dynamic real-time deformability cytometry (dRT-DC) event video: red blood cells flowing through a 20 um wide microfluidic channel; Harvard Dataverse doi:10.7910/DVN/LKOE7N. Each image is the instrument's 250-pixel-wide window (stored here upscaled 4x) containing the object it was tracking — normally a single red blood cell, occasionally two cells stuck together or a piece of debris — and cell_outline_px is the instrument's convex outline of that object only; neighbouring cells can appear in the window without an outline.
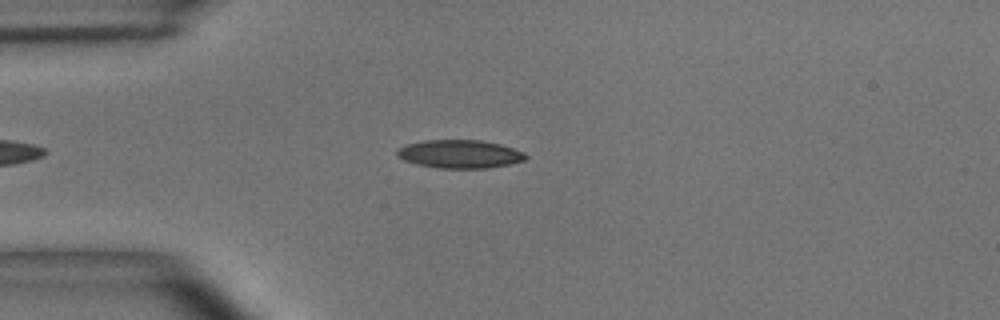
{"species": "common noctule bat (a hibernating species)", "species_latin": "Nyctalus noctula", "temperature_condition": "room temperature", "stored_images_in_passage": 54, "camera_frame_rate_fps": 3000, "um_per_image_px": 0.085, "animal": {"sex": "male", "body_mass_g": 15.6}, "frame": {"image": 1, "passage_image": 13, "time_ms": 4.0, "image_size_px": [1000, 320], "cell_outline_px": [[528, 156], [524, 160], [508, 164], [488, 168], [440, 168], [416, 164], [404, 160], [396, 156], [396, 152], [400, 148], [408, 144], [424, 140], [480, 140], [500, 144], [524, 152]], "centroid_in_image_um": [39.07, 13.09], "position_along_channel_um": 45.9, "area_um2": 21.04}}
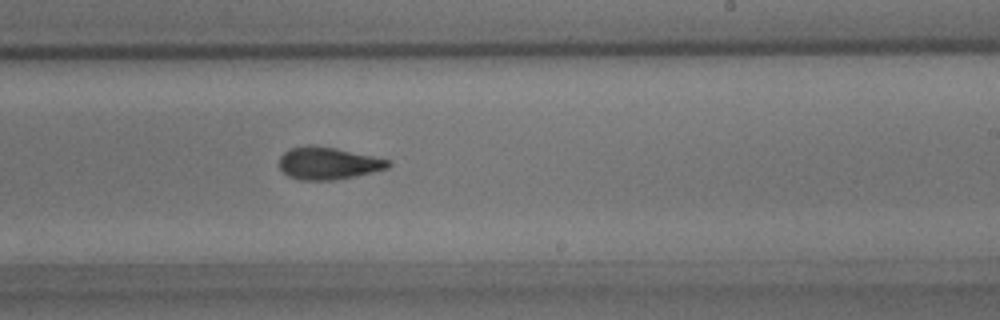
{"frame": {"image": 2, "passage_image": 32, "time_ms": 10.333, "image_size_px": [1000, 320], "cell_outline_px": [[392, 164], [388, 168], [372, 172], [332, 180], [300, 180], [288, 176], [280, 168], [280, 156], [288, 148], [308, 144], [312, 144], [336, 148], [392, 160]], "centroid_in_image_um": [27.88, 13.86], "position_along_channel_um": 261.1, "area_um2": 20.63}}
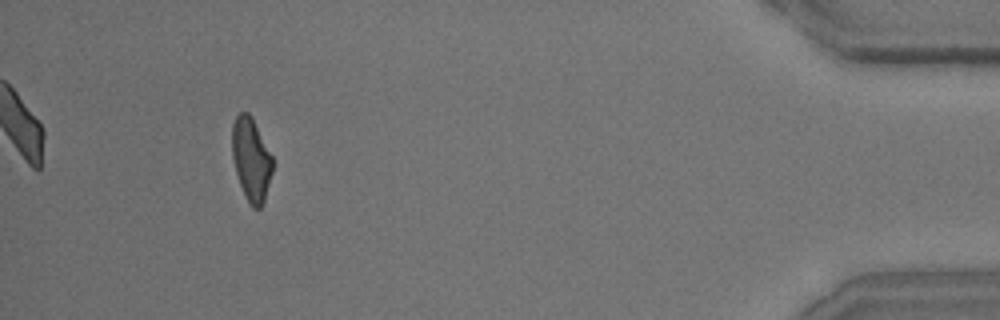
{"frame": {"image": 3, "passage_image": 50, "time_ms": 16.333, "image_size_px": [1000, 320], "cell_outline_px": [[272, 172], [264, 200], [260, 208], [252, 208], [248, 204], [244, 196], [236, 172], [232, 156], [232, 124], [236, 116], [240, 112], [248, 112], [252, 116], [272, 156]], "centroid_in_image_um": [21.34, 13.54], "position_along_channel_um": 413.9, "area_um2": 19.59}, "authors_computed_cell_mechanics": {"area_um2": 20.3745, "velocity_mm_per_s": 3.621, "shape_relaxation_time_tau1_ms": 6.7017, "shape_relaxation_time_tau2_ms": 2.0291, "deformation_change_tau1": 0.1834, "deformation_change_tau2": 0.0971}}